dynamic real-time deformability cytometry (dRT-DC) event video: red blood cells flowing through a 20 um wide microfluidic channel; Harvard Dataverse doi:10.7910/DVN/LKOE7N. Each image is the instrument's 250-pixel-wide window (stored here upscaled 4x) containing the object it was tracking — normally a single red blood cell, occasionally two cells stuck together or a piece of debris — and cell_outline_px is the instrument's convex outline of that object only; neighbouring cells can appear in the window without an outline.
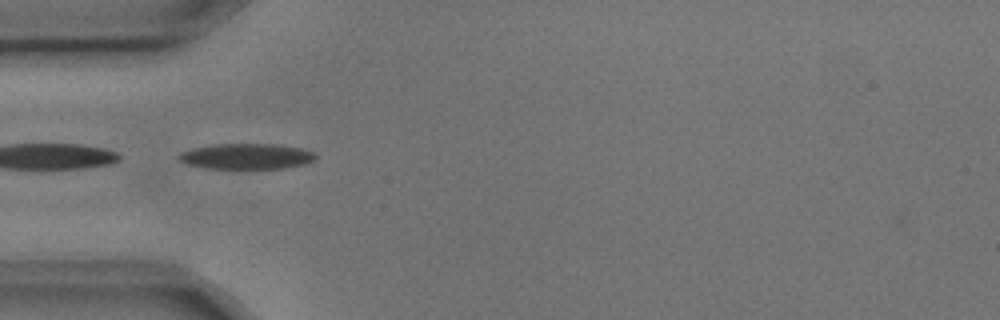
{"species": "common noctule bat (a hibernating species)", "species_latin": "Nyctalus noctula", "temperature_condition": "cold", "stored_images_in_passage": 4, "segment_of_instrument_passage": [2, 2], "camera_frame_rate_fps": 3000, "um_per_image_px": 0.085, "animal": {"sex": "male", "body_mass_g": 17.9, "forearm_length_mm": 54.2}, "frame": {"image": 1, "passage_image": 3, "time_ms": 0.667, "image_size_px": [1000, 320], "cell_outline_px": [[316, 156], [312, 160], [304, 164], [284, 168], [204, 168], [188, 164], [180, 160], [176, 156], [180, 152], [212, 144], [276, 144], [304, 148], [316, 152]], "centroid_in_image_um": [20.97, 13.28], "position_along_channel_um": 64.0, "area_um2": 20.35}}